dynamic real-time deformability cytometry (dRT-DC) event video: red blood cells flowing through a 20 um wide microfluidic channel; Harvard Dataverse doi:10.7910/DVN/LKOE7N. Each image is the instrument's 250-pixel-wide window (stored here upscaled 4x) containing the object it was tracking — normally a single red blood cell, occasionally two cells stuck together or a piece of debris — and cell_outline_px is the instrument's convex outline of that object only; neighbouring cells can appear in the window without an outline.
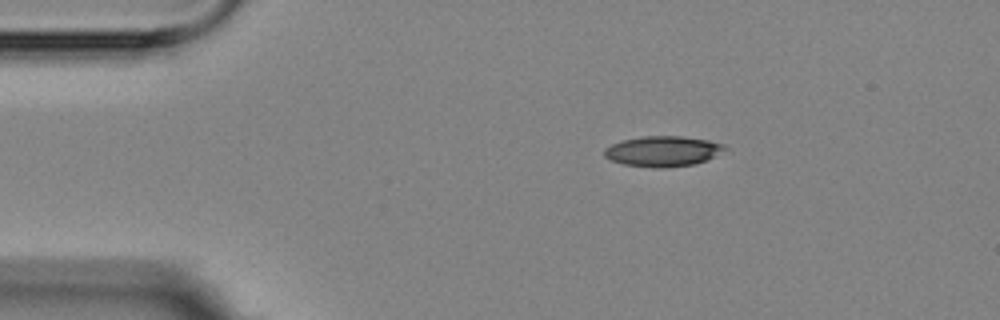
{"species": "Egyptian fruit bat (a non-hibernating species)", "species_latin": "Rousettus aegyptiacus", "temperature_condition": "room temperature", "stored_images_in_passage": 3, "camera_frame_rate_fps": 3000, "um_per_image_px": 0.085, "animal": {"sex": "female"}, "frame": {"image": 1, "passage_image": 1, "time_ms": 0.0, "image_size_px": [1000, 320], "cell_outline_px": [[728, 148], [708, 160], [696, 164], [664, 168], [652, 168], [624, 164], [612, 160], [604, 156], [604, 148], [612, 144], [624, 140], [644, 136], [680, 136], [708, 140], [724, 144]], "centroid_in_image_um": [56.37, 12.86], "position_along_channel_um": 28.6, "area_um2": 21.39}}
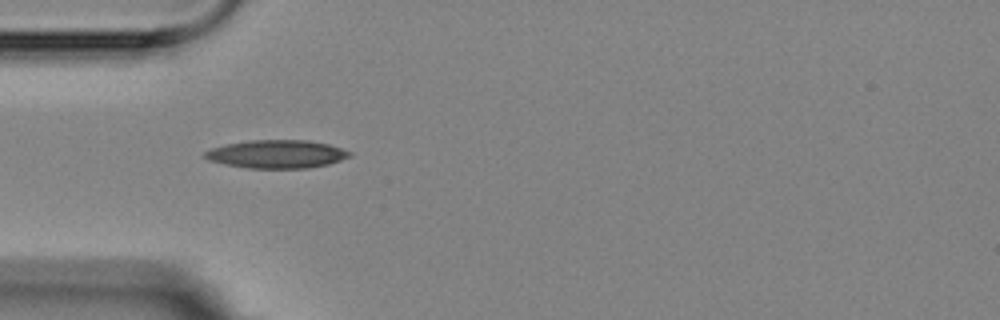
{"frame": {"image": 2, "passage_image": 3, "time_ms": 2.333, "image_size_px": [1000, 320], "cell_outline_px": [[352, 156], [328, 164], [308, 168], [248, 168], [224, 164], [208, 160], [204, 156], [204, 152], [212, 148], [228, 144], [248, 140], [308, 140], [328, 144], [352, 152]], "centroid_in_image_um": [23.53, 13.1], "position_along_channel_um": 61.5, "area_um2": 23.7}}